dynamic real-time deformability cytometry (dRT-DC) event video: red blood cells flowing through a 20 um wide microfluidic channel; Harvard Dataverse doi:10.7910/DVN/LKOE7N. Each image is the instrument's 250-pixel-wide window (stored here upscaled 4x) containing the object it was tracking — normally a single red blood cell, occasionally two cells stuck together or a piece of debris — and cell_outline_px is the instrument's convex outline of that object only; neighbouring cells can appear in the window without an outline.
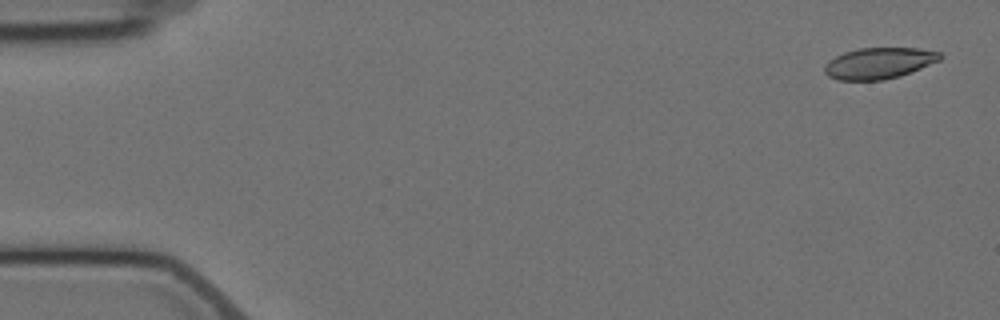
{"species": "Egyptian fruit bat (a non-hibernating species)", "species_latin": "Rousettus aegyptiacus", "temperature_condition": "cold", "stored_images_in_passage": 5, "camera_frame_rate_fps": 3000, "um_per_image_px": 0.085, "animal": {"sex": "female"}, "frame": {"image": 1, "passage_image": 1, "time_ms": 0.0, "image_size_px": [1000, 320], "cell_outline_px": [[944, 56], [940, 60], [900, 76], [884, 80], [836, 80], [828, 76], [824, 72], [824, 64], [828, 60], [844, 52], [860, 48], [920, 48], [940, 52]], "centroid_in_image_um": [74.69, 5.37], "position_along_channel_um": 10.3, "area_um2": 21.1}}
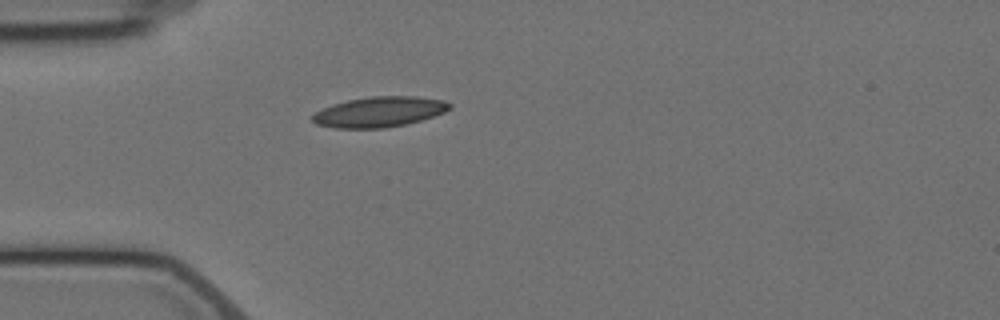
{"frame": {"image": 2, "passage_image": 5, "time_ms": 4.667, "image_size_px": [1000, 320], "cell_outline_px": [[452, 108], [444, 112], [420, 120], [404, 124], [384, 128], [336, 128], [316, 124], [312, 120], [312, 116], [316, 112], [332, 104], [348, 100], [368, 96], [416, 96], [444, 100], [452, 104]], "centroid_in_image_um": [32.25, 9.5], "position_along_channel_um": 52.7, "area_um2": 24.16}}